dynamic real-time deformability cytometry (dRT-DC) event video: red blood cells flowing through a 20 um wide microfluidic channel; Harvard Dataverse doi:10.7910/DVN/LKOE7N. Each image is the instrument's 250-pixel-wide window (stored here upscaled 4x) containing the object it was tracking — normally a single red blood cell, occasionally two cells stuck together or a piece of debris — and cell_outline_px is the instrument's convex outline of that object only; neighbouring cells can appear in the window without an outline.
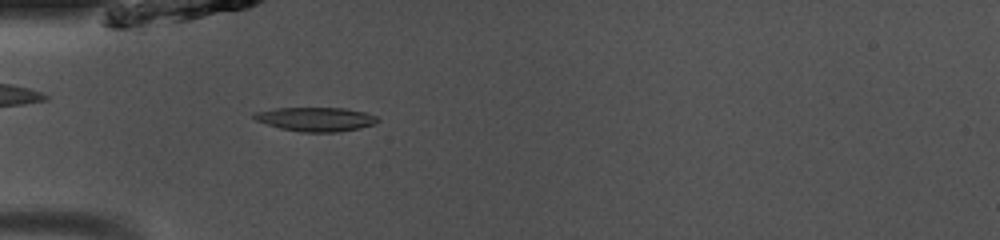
{"species": "common noctule bat (a hibernating species)", "species_latin": "Nyctalus noctula", "temperature_condition": "room temperature", "stored_images_in_passage": 36, "camera_frame_rate_fps": 3000, "um_per_image_px": 0.085, "animal": {"sex": "male", "body_mass_g": 13.0, "forearm_length_mm": 53.1}, "frame": {"image": 1, "passage_image": 2, "time_ms": 0.333, "image_size_px": [1000, 240], "cell_outline_px": [[380, 120], [376, 124], [360, 128], [340, 132], [304, 132], [280, 128], [256, 120], [252, 116], [252, 112], [276, 108], [344, 108], [364, 112], [376, 116]], "centroid_in_image_um": [26.86, 10.13], "position_along_channel_um": 58.1, "area_um2": 17.34}}
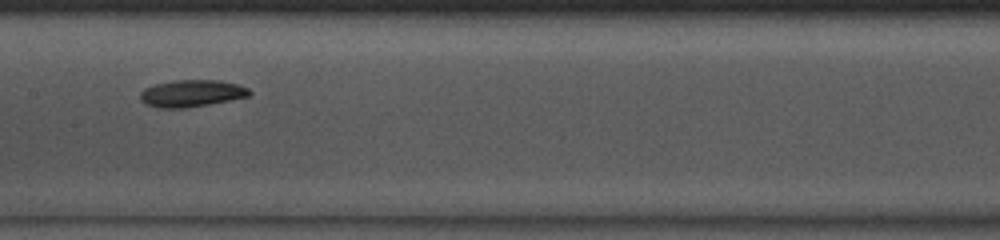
{"frame": {"image": 2, "passage_image": 12, "time_ms": 3.667, "image_size_px": [1000, 240], "cell_outline_px": [[252, 92], [248, 96], [208, 104], [184, 108], [160, 108], [148, 104], [140, 100], [140, 92], [144, 88], [156, 84], [176, 80], [216, 80], [236, 84], [248, 88]], "centroid_in_image_um": [16.26, 7.93], "position_along_channel_um": 191.1, "area_um2": 16.88}}
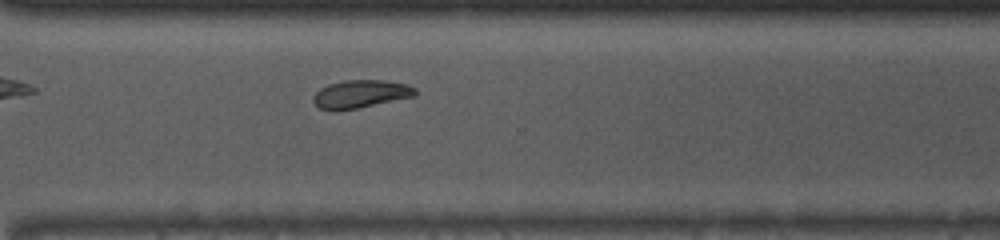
{"frame": {"image": 3, "passage_image": 23, "time_ms": 7.333, "image_size_px": [1000, 240], "cell_outline_px": [[416, 96], [356, 108], [320, 108], [312, 100], [312, 96], [320, 88], [328, 84], [344, 80], [384, 80], [408, 84], [416, 88]], "centroid_in_image_um": [30.7, 7.95], "position_along_channel_um": 339.9, "area_um2": 16.24}, "authors_computed_cell_mechanics": {"area_um2": 16.9065, "velocity_mm_per_s": 4.0796, "shape_relaxation_time_tau1_ms": 2.5248, "shape_relaxation_time_tau2_ms": 10.8227, "deformation_change_tau1": 0.0931, "deformation_change_tau2": 0.1135}}